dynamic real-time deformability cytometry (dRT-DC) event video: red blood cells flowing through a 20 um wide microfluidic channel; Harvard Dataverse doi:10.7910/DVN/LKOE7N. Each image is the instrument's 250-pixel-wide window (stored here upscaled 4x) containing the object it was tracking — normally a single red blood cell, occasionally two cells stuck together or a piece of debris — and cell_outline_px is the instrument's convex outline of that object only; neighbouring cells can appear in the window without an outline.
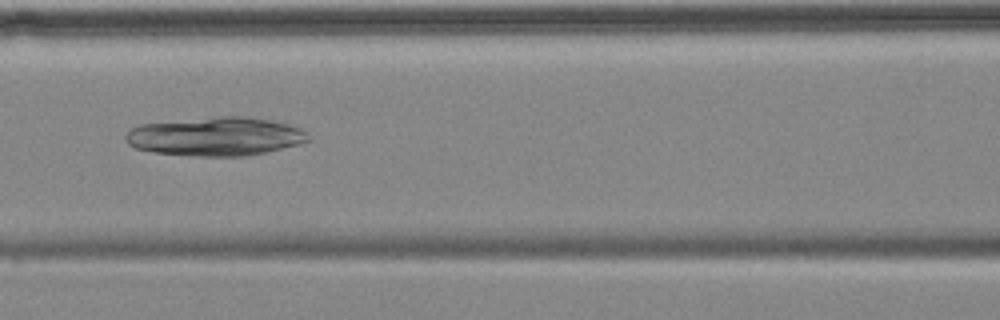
{"species": "common noctule bat (a hibernating species)", "species_latin": "Nyctalus noctula", "temperature_condition": "cold", "stored_images_in_passage": 6, "camera_frame_rate_fps": 3000, "um_per_image_px": 0.085, "animal": {"sex": "female", "body_mass_g": 18.4}, "frame": {"image": 1, "passage_image": 5, "time_ms": 5.333, "image_size_px": [1000, 320], "cell_outline_px": [[308, 140], [300, 144], [264, 152], [244, 156], [200, 156], [156, 152], [136, 148], [128, 144], [124, 140], [124, 136], [132, 128], [140, 124], [220, 116], [244, 116], [268, 120], [288, 124], [300, 128], [308, 132]], "centroid_in_image_um": [18.32, 11.59], "position_along_channel_um": 148.3, "area_um2": 40.81}}
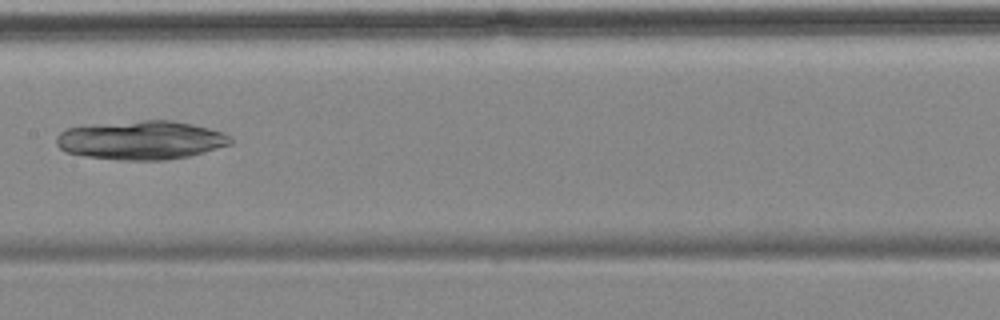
{"frame": {"image": 2, "passage_image": 6, "time_ms": 6.667, "image_size_px": [1000, 320], "cell_outline_px": [[232, 144], [204, 152], [188, 156], [164, 160], [120, 160], [88, 156], [64, 152], [56, 144], [56, 136], [64, 128], [92, 124], [144, 120], [172, 120], [192, 124], [224, 132], [232, 140]], "centroid_in_image_um": [11.97, 11.9], "position_along_channel_um": 195.4, "area_um2": 39.48}}